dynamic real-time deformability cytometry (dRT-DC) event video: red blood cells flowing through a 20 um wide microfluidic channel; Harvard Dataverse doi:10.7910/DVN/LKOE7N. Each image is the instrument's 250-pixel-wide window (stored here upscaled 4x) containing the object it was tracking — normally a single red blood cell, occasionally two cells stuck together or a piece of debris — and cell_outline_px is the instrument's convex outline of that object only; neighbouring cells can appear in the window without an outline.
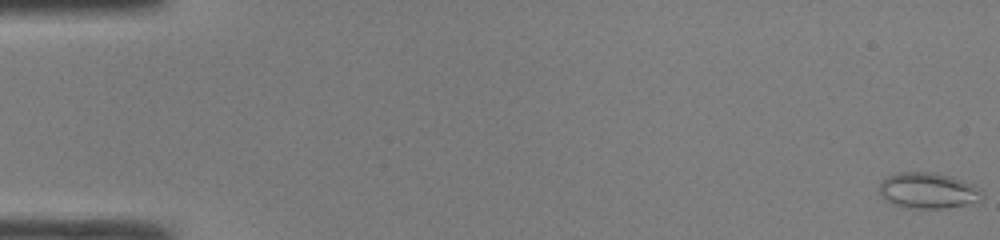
{"species": "common noctule bat (a hibernating species)", "species_latin": "Nyctalus noctula", "temperature_condition": "room temperature", "stored_images_in_passage": 48, "camera_frame_rate_fps": 3000, "um_per_image_px": 0.085, "animal": {"sex": "male", "body_mass_g": 19.0, "forearm_length_mm": 50.8}, "frame": {"image": 1, "passage_image": 1, "time_ms": 0.0, "image_size_px": [1000, 240], "cell_outline_px": [[984, 200], [964, 204], [940, 208], [908, 208], [892, 204], [880, 196], [880, 184], [888, 176], [900, 172], [936, 172], [952, 176], [976, 184], [980, 188], [984, 196]], "centroid_in_image_um": [78.93, 16.19], "position_along_channel_um": 6.1, "area_um2": 21.68}}
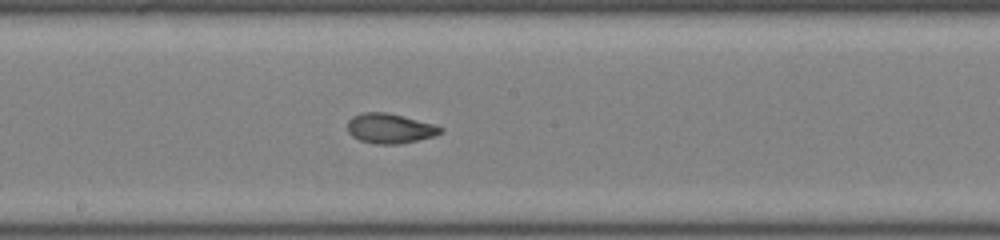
{"frame": {"image": 2, "passage_image": 27, "time_ms": 8.667, "image_size_px": [1000, 240], "cell_outline_px": [[444, 132], [432, 136], [400, 144], [376, 144], [360, 140], [352, 136], [348, 132], [348, 120], [352, 116], [364, 112], [388, 112], [432, 124], [444, 128]], "centroid_in_image_um": [33.12, 10.91], "position_along_channel_um": 215.1, "area_um2": 16.07}}
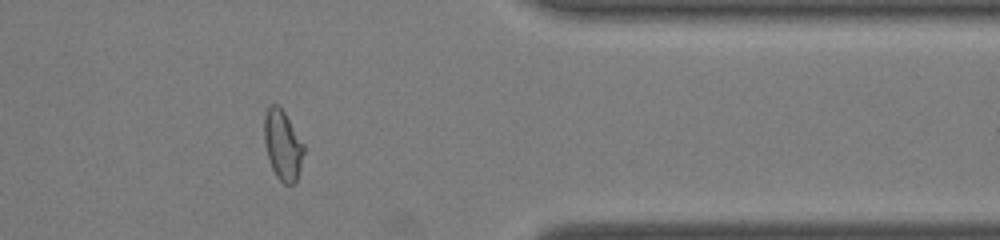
{"frame": {"image": 3, "passage_image": 40, "time_ms": 13.0, "image_size_px": [1000, 240], "cell_outline_px": [[304, 152], [296, 184], [284, 184], [276, 176], [272, 168], [268, 156], [264, 140], [264, 116], [268, 104], [276, 104], [284, 112], [304, 144]], "centroid_in_image_um": [24.02, 12.33], "position_along_channel_um": 387.4, "area_um2": 16.07}, "authors_computed_cell_mechanics": {"area_um2": 17.3978, "velocity_mm_per_s": 4.3035, "shape_relaxation_time_tau1_ms": null, "shape_relaxation_time_tau2_ms": 1.2709, "deformation_change_tau1": null, "deformation_change_tau2": 0.0665}}